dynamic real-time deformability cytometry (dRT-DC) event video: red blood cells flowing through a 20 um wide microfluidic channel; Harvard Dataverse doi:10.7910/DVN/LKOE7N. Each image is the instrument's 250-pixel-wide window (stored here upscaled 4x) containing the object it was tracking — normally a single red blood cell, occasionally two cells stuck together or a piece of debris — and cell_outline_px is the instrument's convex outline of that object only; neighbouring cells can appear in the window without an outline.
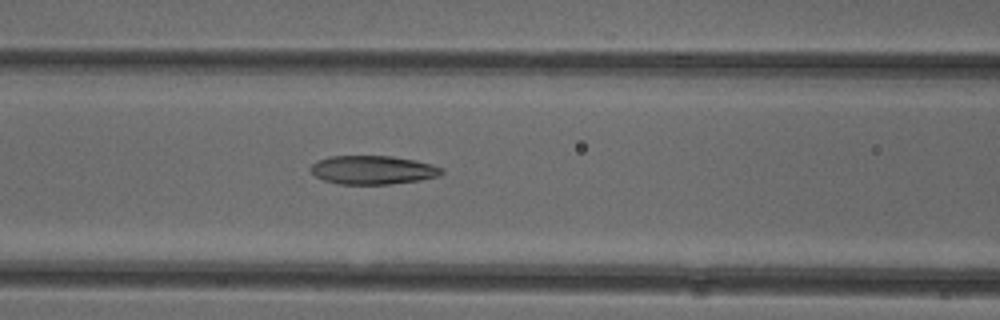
{"species": "common noctule bat (a hibernating species)", "species_latin": "Nyctalus noctula", "temperature_condition": "cold", "stored_images_in_passage": 40, "camera_frame_rate_fps": 3000, "um_per_image_px": 0.085, "animal": {"sex": "female"}, "frame": {"image": 1, "passage_image": 10, "time_ms": 3.0, "image_size_px": [1000, 320], "cell_outline_px": [[444, 172], [440, 176], [420, 180], [388, 184], [340, 184], [324, 180], [316, 176], [308, 168], [316, 160], [328, 156], [392, 156], [416, 160], [432, 164], [444, 168]], "centroid_in_image_um": [31.7, 14.44], "position_along_channel_um": 134.9, "area_um2": 22.08}}
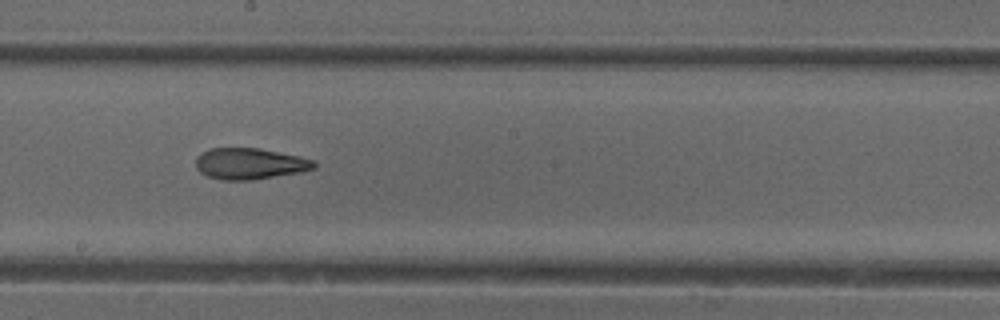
{"frame": {"image": 2, "passage_image": 17, "time_ms": 5.333, "image_size_px": [1000, 320], "cell_outline_px": [[316, 168], [300, 172], [252, 180], [224, 180], [208, 176], [200, 172], [196, 168], [196, 156], [200, 152], [212, 148], [260, 148], [296, 156], [312, 160], [316, 164]], "centroid_in_image_um": [21.19, 13.91], "position_along_channel_um": 227.0, "area_um2": 21.39}}
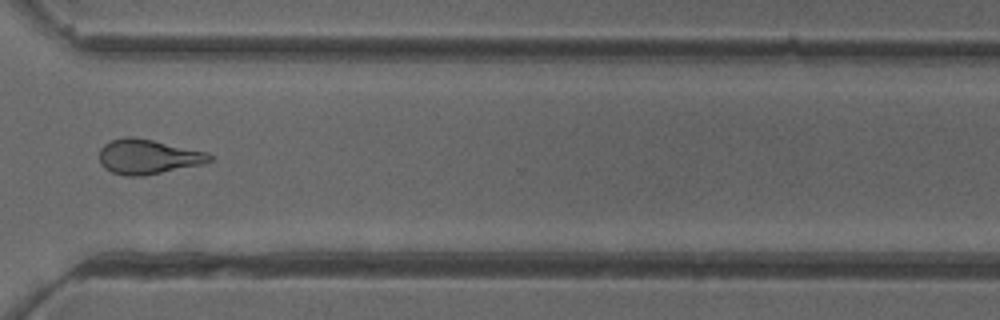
{"frame": {"image": 3, "passage_image": 27, "time_ms": 8.667, "image_size_px": [1000, 320], "cell_outline_px": [[212, 160], [200, 164], [144, 176], [124, 176], [112, 172], [104, 168], [100, 164], [100, 148], [104, 144], [112, 140], [124, 136], [132, 136], [152, 140], [208, 152], [212, 156]], "centroid_in_image_um": [12.54, 13.32], "position_along_channel_um": 358.1, "area_um2": 22.25}, "authors_computed_cell_mechanics": {"area_um2": 22.0507, "velocity_mm_per_s": 3.9432, "shape_relaxation_time_tau1_ms": null, "shape_relaxation_time_tau2_ms": 2.758, "deformation_change_tau1": null, "deformation_change_tau2": 0.1136}}